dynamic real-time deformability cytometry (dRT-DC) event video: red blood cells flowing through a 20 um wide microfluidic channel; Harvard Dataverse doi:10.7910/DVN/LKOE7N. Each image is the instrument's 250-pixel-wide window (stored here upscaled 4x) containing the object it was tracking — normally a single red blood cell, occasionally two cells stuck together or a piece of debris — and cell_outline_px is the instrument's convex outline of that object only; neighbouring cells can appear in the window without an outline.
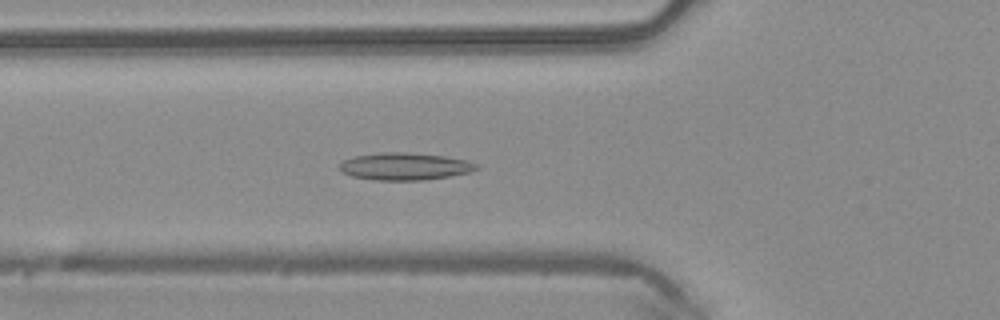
{"species": "common noctule bat (a hibernating species)", "species_latin": "Nyctalus noctula", "temperature_condition": "warm", "stored_images_in_passage": 45, "camera_frame_rate_fps": 3000, "um_per_image_px": 0.085, "animal": {"sex": "male", "body_mass_g": 20.4}, "frame": {"image": 1, "passage_image": 14, "time_ms": 4.333, "image_size_px": [1000, 320], "cell_outline_px": [[480, 168], [468, 172], [448, 176], [424, 180], [376, 180], [352, 176], [340, 172], [340, 164], [344, 160], [352, 156], [384, 152], [408, 152], [444, 156], [468, 160], [480, 164]], "centroid_in_image_um": [34.42, 14.13], "position_along_channel_um": 91.4, "area_um2": 21.85}}
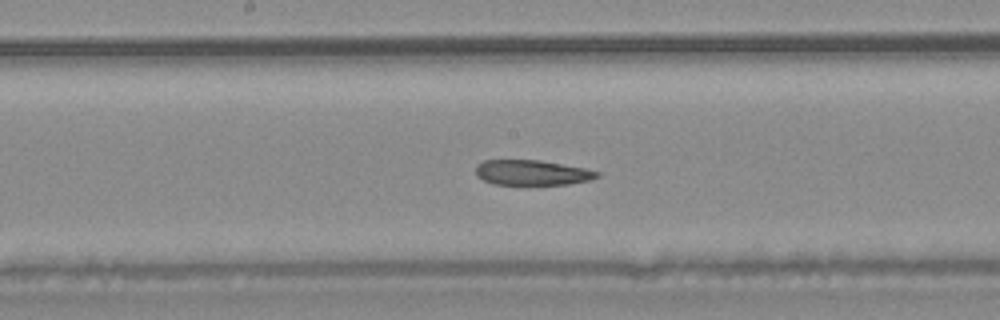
{"frame": {"image": 2, "passage_image": 22, "time_ms": 7.0, "image_size_px": [1000, 320], "cell_outline_px": [[600, 176], [592, 180], [568, 184], [492, 184], [476, 176], [476, 164], [484, 160], [540, 160], [588, 168], [600, 172]], "centroid_in_image_um": [45.26, 14.66], "position_along_channel_um": 202.9, "area_um2": 17.98}}
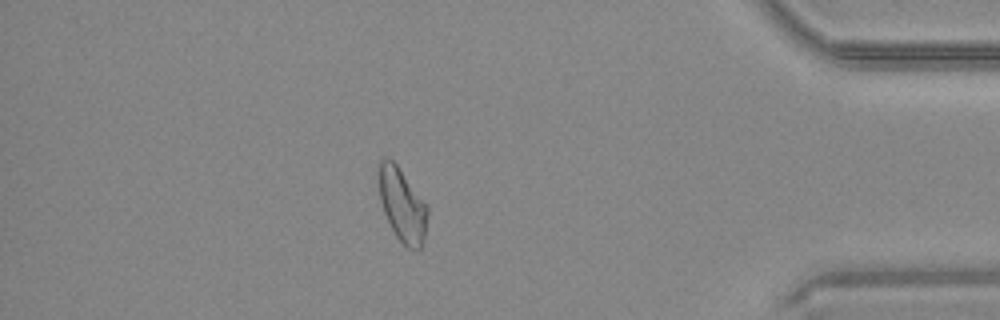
{"frame": {"image": 3, "passage_image": 39, "time_ms": 12.667, "image_size_px": [1000, 320], "cell_outline_px": [[428, 212], [424, 236], [420, 248], [408, 248], [396, 236], [384, 212], [380, 200], [380, 156], [388, 156], [396, 164], [428, 204]], "centroid_in_image_um": [34.2, 17.38], "position_along_channel_um": 401.0, "area_um2": 20.52}, "authors_computed_cell_mechanics": {"area_um2": 20.519, "velocity_mm_per_s": 4.1793, "shape_relaxation_time_tau1_ms": null, "shape_relaxation_time_tau2_ms": 2.6578, "deformation_change_tau1": null, "deformation_change_tau2": 0.0944}}